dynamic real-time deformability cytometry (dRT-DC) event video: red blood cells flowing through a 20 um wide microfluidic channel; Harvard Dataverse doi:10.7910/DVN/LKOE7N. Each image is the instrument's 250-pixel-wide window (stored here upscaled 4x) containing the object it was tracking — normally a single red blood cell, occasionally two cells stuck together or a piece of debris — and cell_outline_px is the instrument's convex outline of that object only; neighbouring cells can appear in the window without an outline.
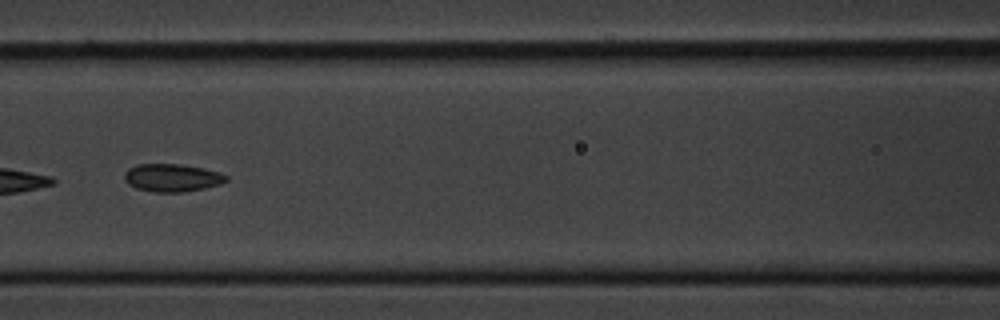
{"species": "common noctule bat (a hibernating species)", "species_latin": "Nyctalus noctula", "temperature_condition": "cold", "stored_images_in_passage": 9, "camera_frame_rate_fps": 3000, "um_per_image_px": 0.085, "animal": {"sex": "male", "body_mass_g": 20.1, "forearm_length_mm": 53.5}, "frame": {"image": 1, "passage_image": 7, "time_ms": 6.667, "image_size_px": [1000, 320], "cell_outline_px": [[228, 180], [220, 184], [204, 188], [184, 192], [152, 192], [136, 188], [128, 184], [124, 180], [124, 172], [128, 168], [136, 164], [180, 164], [204, 168], [220, 172], [228, 176]], "centroid_in_image_um": [14.61, 15.1], "position_along_channel_um": 152.0, "area_um2": 16.7}}
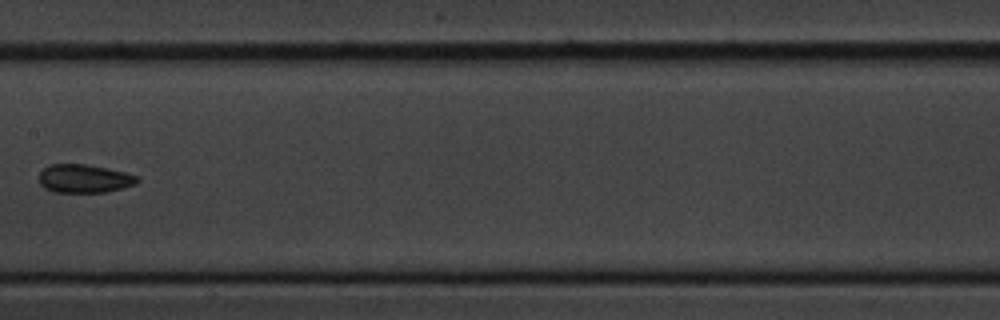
{"frame": {"image": 2, "passage_image": 8, "time_ms": 8.0, "image_size_px": [1000, 320], "cell_outline_px": [[140, 180], [136, 184], [124, 188], [108, 192], [56, 192], [44, 188], [40, 184], [40, 172], [48, 164], [84, 164], [108, 168], [124, 172], [136, 176]], "centroid_in_image_um": [7.17, 15.18], "position_along_channel_um": 200.2, "area_um2": 16.3}}
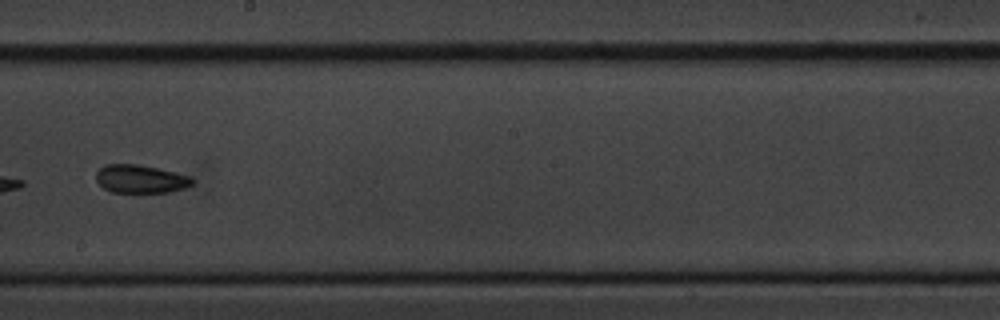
{"frame": {"image": 3, "passage_image": 9, "time_ms": 9.0, "image_size_px": [1000, 320], "cell_outline_px": [[196, 180], [192, 184], [184, 188], [168, 192], [112, 192], [104, 188], [96, 180], [96, 172], [104, 164], [136, 164], [176, 172], [188, 176]], "centroid_in_image_um": [11.94, 15.2], "position_along_channel_um": 236.3, "area_um2": 15.72}}